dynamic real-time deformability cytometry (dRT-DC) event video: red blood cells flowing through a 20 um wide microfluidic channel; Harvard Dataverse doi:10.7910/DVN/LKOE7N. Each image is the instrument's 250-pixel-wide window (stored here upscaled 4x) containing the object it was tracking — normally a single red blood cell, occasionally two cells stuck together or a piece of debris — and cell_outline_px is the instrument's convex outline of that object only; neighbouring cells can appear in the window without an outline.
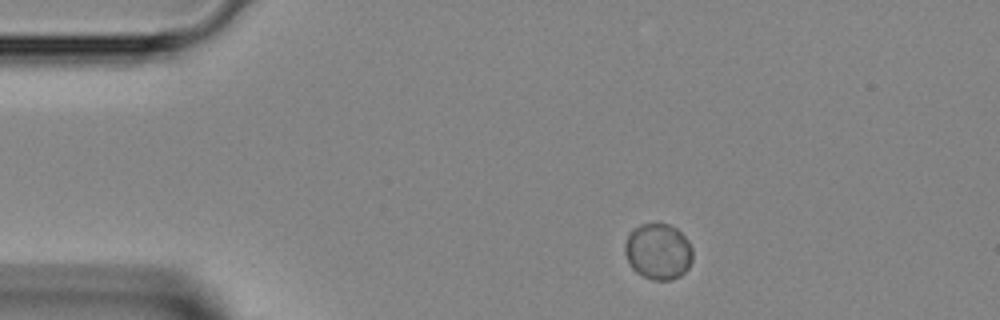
{"species": "Egyptian fruit bat (a non-hibernating species)", "species_latin": "Rousettus aegyptiacus", "temperature_condition": "room temperature", "stored_images_in_passage": 11, "camera_frame_rate_fps": 3000, "um_per_image_px": 0.085, "animal": {"sex": "female"}, "frame": {"image": 1, "passage_image": 1, "time_ms": 0.0, "image_size_px": [1000, 320], "cell_outline_px": [[692, 260], [688, 268], [680, 276], [672, 280], [652, 280], [636, 272], [632, 268], [624, 252], [624, 244], [628, 232], [632, 228], [640, 224], [668, 224], [676, 228], [688, 240], [692, 248]], "centroid_in_image_um": [55.93, 21.37], "position_along_channel_um": 29.1, "area_um2": 22.31}}